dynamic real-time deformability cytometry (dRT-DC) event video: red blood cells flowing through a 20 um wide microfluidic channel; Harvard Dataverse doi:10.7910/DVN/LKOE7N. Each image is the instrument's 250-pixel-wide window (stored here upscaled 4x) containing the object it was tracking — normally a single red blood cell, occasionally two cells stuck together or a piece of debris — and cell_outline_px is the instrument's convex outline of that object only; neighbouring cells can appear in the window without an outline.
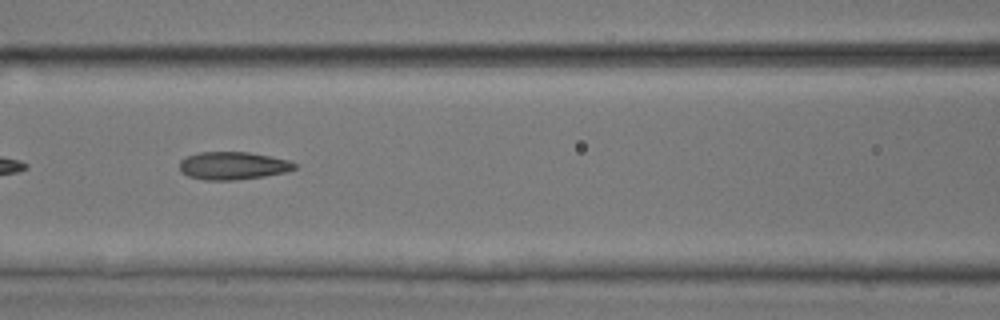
{"species": "common noctule bat (a hibernating species)", "species_latin": "Nyctalus noctula", "temperature_condition": "room temperature", "stored_images_in_passage": 34, "camera_frame_rate_fps": 3000, "um_per_image_px": 0.085, "animal": {"sex": "male", "body_mass_g": 17.9, "forearm_length_mm": 54.2}, "frame": {"image": 1, "passage_image": 6, "time_ms": 1.667, "image_size_px": [1000, 320], "cell_outline_px": [[296, 168], [284, 172], [264, 176], [236, 180], [204, 180], [188, 176], [180, 172], [180, 160], [184, 156], [200, 152], [248, 152], [288, 160], [296, 164]], "centroid_in_image_um": [19.74, 14.08], "position_along_channel_um": 146.9, "area_um2": 18.61}}
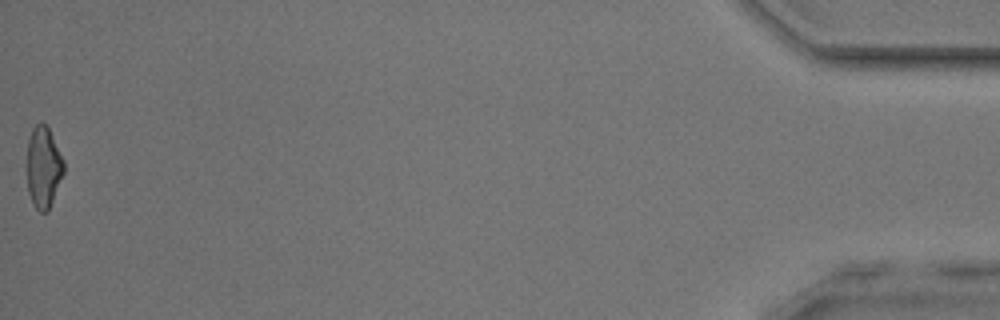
{"frame": {"image": 2, "passage_image": 34, "time_ms": 11.0, "image_size_px": [1000, 320], "cell_outline_px": [[64, 172], [48, 212], [40, 212], [36, 208], [28, 192], [28, 140], [32, 128], [40, 120], [48, 124], [64, 160]], "centroid_in_image_um": [3.72, 14.15], "position_along_channel_um": 431.5, "area_um2": 17.57}}